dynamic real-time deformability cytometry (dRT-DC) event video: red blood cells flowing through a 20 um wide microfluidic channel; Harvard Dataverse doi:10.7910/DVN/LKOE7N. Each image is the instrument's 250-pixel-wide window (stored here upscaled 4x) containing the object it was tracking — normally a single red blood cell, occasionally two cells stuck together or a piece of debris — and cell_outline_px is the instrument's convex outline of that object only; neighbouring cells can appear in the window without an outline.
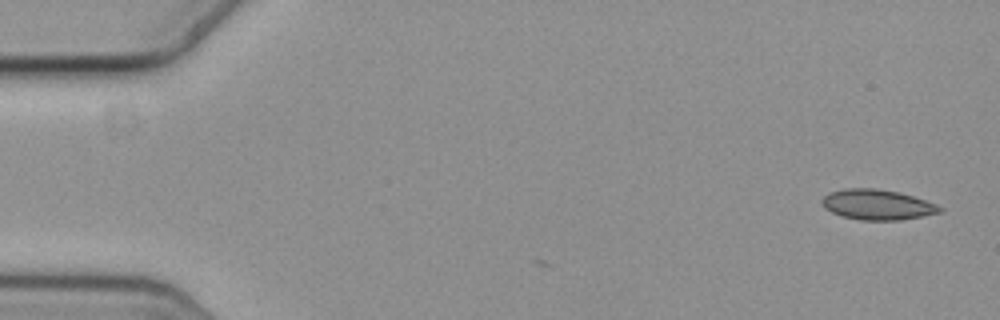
{"species": "common noctule bat (a hibernating species)", "species_latin": "Nyctalus noctula", "temperature_condition": "cold", "stored_images_in_passage": 4, "camera_frame_rate_fps": 3000, "um_per_image_px": 0.085, "animal": {"sex": "female", "body_mass_g": 19.3, "forearm_length_mm": 54.1}, "frame": {"image": 1, "passage_image": 1, "time_ms": 0.0, "image_size_px": [1000, 320], "cell_outline_px": [[944, 208], [940, 212], [900, 220], [860, 220], [844, 216], [832, 212], [824, 208], [820, 200], [828, 192], [844, 188], [872, 188], [896, 192], [912, 196], [936, 204]], "centroid_in_image_um": [74.52, 17.39], "position_along_channel_um": 10.5, "area_um2": 20.58}}